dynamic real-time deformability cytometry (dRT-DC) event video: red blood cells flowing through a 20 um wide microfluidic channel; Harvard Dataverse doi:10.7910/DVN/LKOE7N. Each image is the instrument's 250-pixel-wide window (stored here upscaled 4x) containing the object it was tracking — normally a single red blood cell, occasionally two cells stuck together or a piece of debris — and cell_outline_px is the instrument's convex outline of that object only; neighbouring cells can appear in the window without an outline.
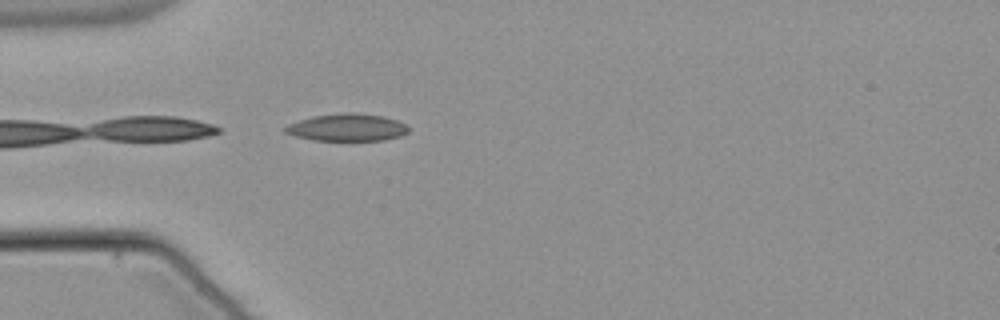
{"species": "common noctule bat (a hibernating species)", "species_latin": "Nyctalus noctula", "temperature_condition": "warm", "stored_images_in_passage": 6, "camera_frame_rate_fps": 3000, "um_per_image_px": 0.085, "animal": {"sex": "male", "body_mass_g": 21.5, "forearm_length_mm": 52.0}, "frame": {"image": 1, "passage_image": 1, "time_ms": 0.0, "image_size_px": [1000, 320], "cell_outline_px": [[408, 132], [400, 136], [384, 140], [312, 140], [296, 136], [284, 132], [284, 128], [288, 124], [312, 116], [344, 112], [352, 112], [384, 116], [396, 120], [404, 124], [408, 128]], "centroid_in_image_um": [29.49, 10.82], "position_along_channel_um": 55.5, "area_um2": 19.54}}